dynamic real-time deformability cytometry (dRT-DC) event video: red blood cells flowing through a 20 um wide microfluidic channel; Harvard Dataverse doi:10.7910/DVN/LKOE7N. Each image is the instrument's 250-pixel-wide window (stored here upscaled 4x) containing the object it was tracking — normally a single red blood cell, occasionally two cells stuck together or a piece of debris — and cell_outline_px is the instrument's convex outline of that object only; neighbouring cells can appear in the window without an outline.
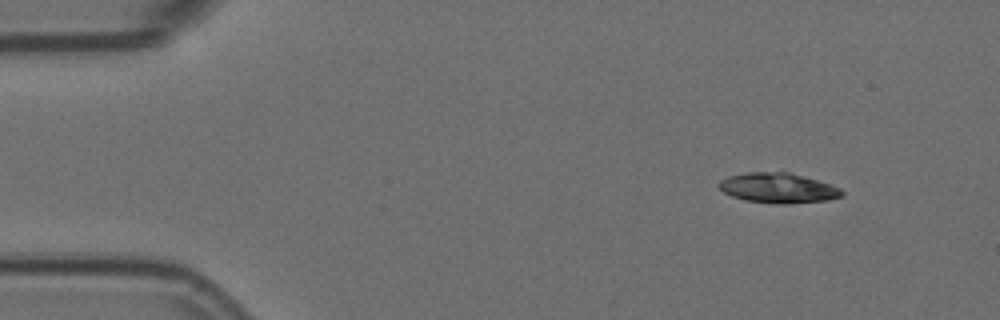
{"species": "Egyptian fruit bat (a non-hibernating species)", "species_latin": "Rousettus aegyptiacus", "temperature_condition": "room temperature", "stored_images_in_passage": 3, "camera_frame_rate_fps": 3000, "um_per_image_px": 0.085, "animal": {"sex": "female"}, "frame": {"image": 1, "passage_image": 1, "time_ms": 0.0, "image_size_px": [1000, 320], "cell_outline_px": [[844, 196], [828, 200], [784, 204], [776, 204], [744, 200], [732, 196], [724, 192], [716, 184], [720, 180], [728, 176], [744, 172], [788, 172], [816, 180], [840, 188], [844, 192]], "centroid_in_image_um": [66.11, 15.98], "position_along_channel_um": 18.9, "area_um2": 21.5}}
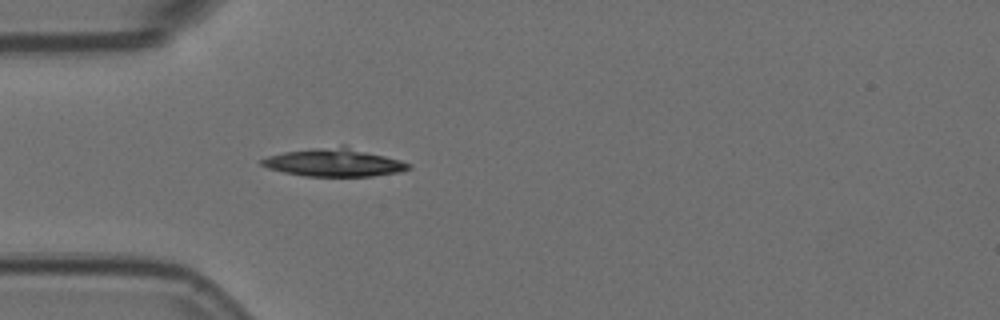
{"frame": {"image": 2, "passage_image": 3, "time_ms": 0.667, "image_size_px": [1000, 320], "cell_outline_px": [[412, 168], [400, 172], [372, 176], [304, 176], [284, 172], [268, 168], [260, 164], [260, 160], [268, 156], [284, 152], [340, 144], [344, 144], [400, 160], [412, 164]], "centroid_in_image_um": [28.43, 13.79], "position_along_channel_um": 56.6, "area_um2": 24.28}}